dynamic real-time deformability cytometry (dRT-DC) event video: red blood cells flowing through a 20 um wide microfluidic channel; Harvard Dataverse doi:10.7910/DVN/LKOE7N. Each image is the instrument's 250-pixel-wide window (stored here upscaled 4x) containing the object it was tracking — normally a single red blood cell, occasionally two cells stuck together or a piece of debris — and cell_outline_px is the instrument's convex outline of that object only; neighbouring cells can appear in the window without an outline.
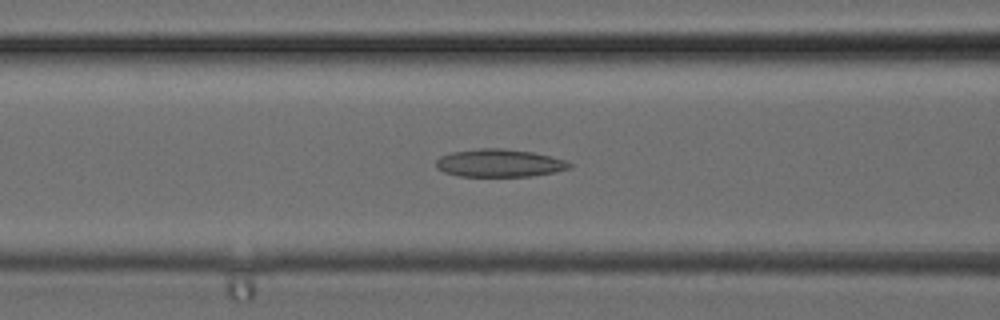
{"species": "common noctule bat (a hibernating species)", "species_latin": "Nyctalus noctula", "temperature_condition": "cold", "stored_images_in_passage": 34, "camera_frame_rate_fps": 3000, "um_per_image_px": 0.085, "animal": {"sex": "female", "body_mass_g": 24.6, "forearm_length_mm": 56.2}, "frame": {"image": 1, "passage_image": 14, "time_ms": 4.333, "image_size_px": [1000, 320], "cell_outline_px": [[572, 168], [556, 172], [532, 176], [460, 176], [444, 172], [436, 168], [436, 160], [440, 156], [452, 152], [480, 148], [504, 148], [532, 152], [552, 156], [568, 160], [572, 164]], "centroid_in_image_um": [42.49, 13.86], "position_along_channel_um": 124.1, "area_um2": 21.85}}
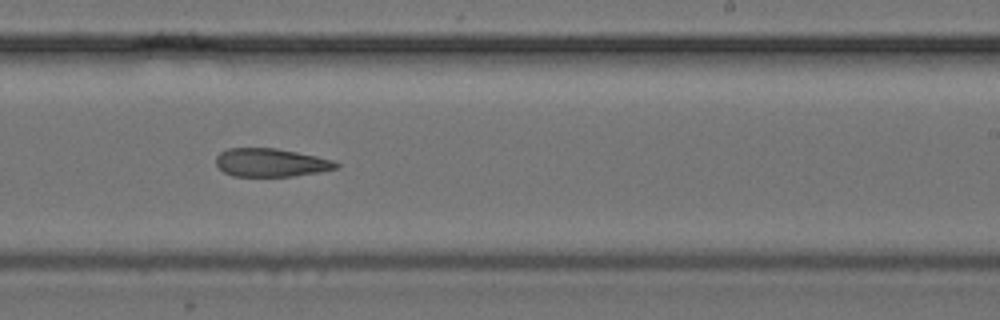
{"frame": {"image": 2, "passage_image": 21, "time_ms": 6.667, "image_size_px": [1000, 320], "cell_outline_px": [[340, 164], [336, 168], [320, 172], [296, 176], [232, 176], [224, 172], [216, 164], [216, 156], [220, 152], [228, 148], [276, 148], [316, 156], [332, 160]], "centroid_in_image_um": [23.01, 13.82], "position_along_channel_um": 266.0, "area_um2": 19.77}}
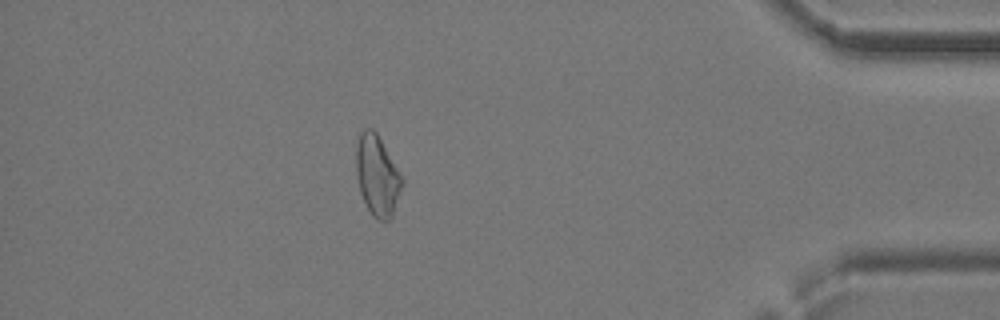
{"frame": {"image": 3, "passage_image": 30, "time_ms": 9.667, "image_size_px": [1000, 320], "cell_outline_px": [[404, 184], [392, 216], [388, 220], [376, 220], [372, 216], [360, 192], [356, 176], [356, 144], [360, 132], [364, 128], [372, 128], [376, 132], [404, 180]], "centroid_in_image_um": [32.06, 14.93], "position_along_channel_um": 403.1, "area_um2": 21.56}}